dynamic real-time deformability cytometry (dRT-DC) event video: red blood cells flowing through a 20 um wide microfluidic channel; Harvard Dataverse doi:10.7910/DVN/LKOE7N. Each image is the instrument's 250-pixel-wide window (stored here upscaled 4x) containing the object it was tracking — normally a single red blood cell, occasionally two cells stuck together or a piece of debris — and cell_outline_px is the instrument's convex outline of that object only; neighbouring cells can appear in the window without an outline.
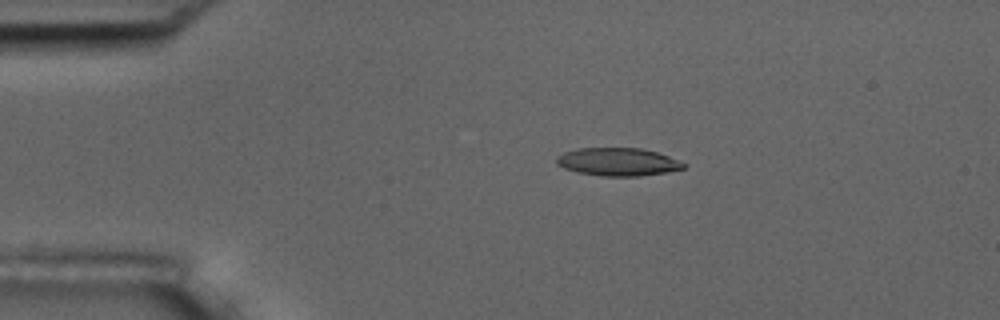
{"species": "common noctule bat (a hibernating species)", "species_latin": "Nyctalus noctula", "temperature_condition": "room temperature", "stored_images_in_passage": 4, "camera_frame_rate_fps": 3000, "um_per_image_px": 0.085, "animal": {"sex": "male", "body_mass_g": 17.5, "forearm_length_mm": 52.3}, "frame": {"image": 1, "passage_image": 2, "time_ms": 1.0, "image_size_px": [1000, 320], "cell_outline_px": [[688, 164], [684, 168], [668, 172], [640, 176], [604, 176], [576, 172], [564, 168], [556, 164], [556, 156], [564, 152], [580, 148], [640, 148], [656, 152], [668, 156]], "centroid_in_image_um": [52.52, 13.76], "position_along_channel_um": 32.5, "area_um2": 20.75}}
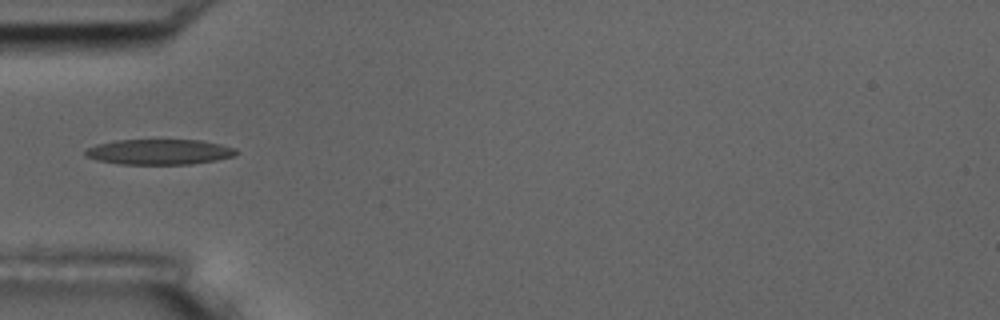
{"frame": {"image": 2, "passage_image": 4, "time_ms": 3.333, "image_size_px": [1000, 320], "cell_outline_px": [[240, 152], [236, 156], [216, 160], [192, 164], [120, 164], [96, 160], [88, 156], [84, 152], [88, 148], [96, 144], [116, 140], [200, 140], [220, 144], [236, 148]], "centroid_in_image_um": [13.59, 12.91], "position_along_channel_um": 71.4, "area_um2": 22.37}}